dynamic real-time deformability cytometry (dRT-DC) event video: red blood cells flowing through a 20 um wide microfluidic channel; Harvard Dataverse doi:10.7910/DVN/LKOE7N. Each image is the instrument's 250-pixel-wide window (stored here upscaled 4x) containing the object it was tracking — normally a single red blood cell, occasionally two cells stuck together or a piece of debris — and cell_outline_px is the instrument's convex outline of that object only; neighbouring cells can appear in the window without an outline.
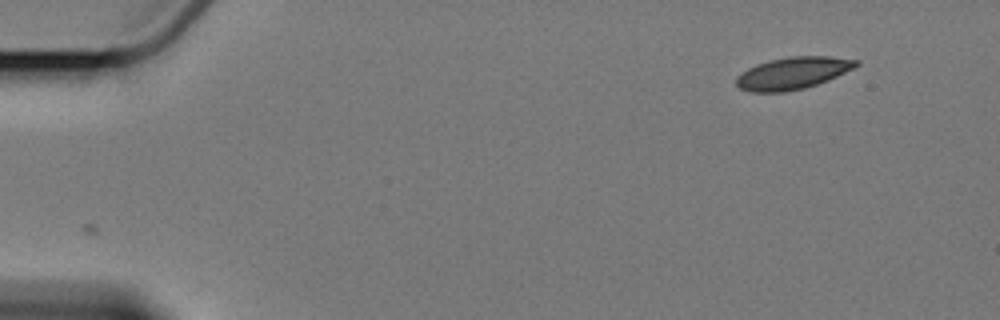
{"species": "Egyptian fruit bat (a non-hibernating species)", "species_latin": "Rousettus aegyptiacus", "temperature_condition": "cold", "stored_images_in_passage": 2, "camera_frame_rate_fps": 3000, "um_per_image_px": 0.085, "animal": {"sex": "female"}, "frame": {"image": 1, "passage_image": 2, "time_ms": 1.333, "image_size_px": [1000, 320], "cell_outline_px": [[860, 64], [828, 80], [804, 88], [784, 92], [752, 92], [740, 88], [736, 84], [736, 76], [748, 68], [756, 64], [768, 60], [788, 56], [832, 56], [860, 60]], "centroid_in_image_um": [67.37, 6.2], "position_along_channel_um": 17.6, "area_um2": 22.43}}